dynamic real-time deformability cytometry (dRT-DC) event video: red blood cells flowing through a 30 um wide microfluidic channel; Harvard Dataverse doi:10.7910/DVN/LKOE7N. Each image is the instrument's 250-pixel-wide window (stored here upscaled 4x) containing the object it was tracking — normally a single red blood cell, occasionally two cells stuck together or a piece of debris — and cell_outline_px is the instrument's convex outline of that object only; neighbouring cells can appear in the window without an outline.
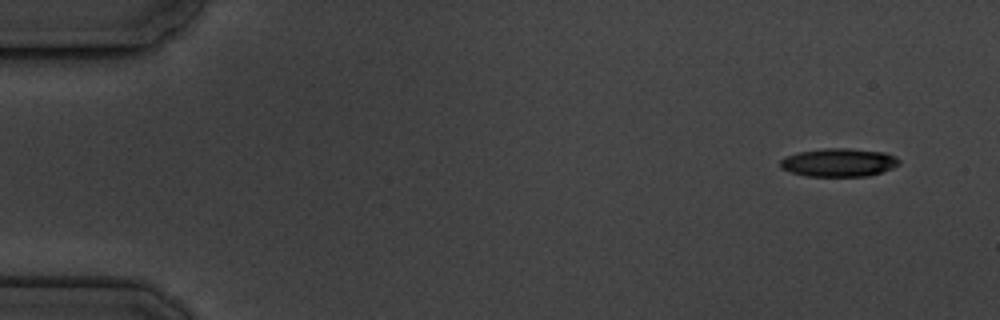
{"species": "common noctule bat (a hibernating species)", "species_latin": "Nyctalus noctula", "temperature_condition": "cold", "stored_images_in_passage": 8, "camera_frame_rate_fps": 3000, "um_per_image_px": 0.085, "animal": {"sex": "male", "body_mass_g": 19.5, "forearm_length_mm": 54.6}, "frame": {"image": 1, "passage_image": 1, "time_ms": 0.0, "image_size_px": [1000, 320], "cell_outline_px": [[900, 164], [892, 168], [868, 176], [804, 176], [780, 168], [780, 160], [784, 156], [800, 152], [824, 148], [848, 148], [884, 152], [896, 156], [900, 160]], "centroid_in_image_um": [71.29, 13.81], "position_along_channel_um": 13.7, "area_um2": 19.65}}
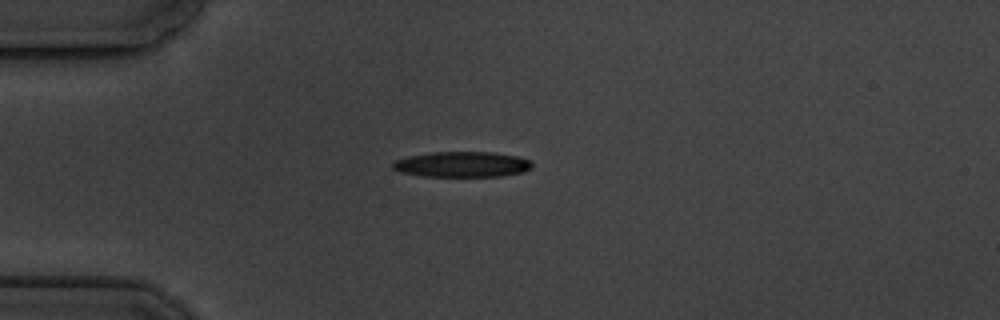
{"frame": {"image": 2, "passage_image": 4, "time_ms": 3.667, "image_size_px": [1000, 320], "cell_outline_px": [[532, 168], [524, 172], [500, 176], [424, 176], [400, 172], [392, 168], [392, 164], [396, 160], [408, 156], [432, 152], [492, 152], [516, 156], [532, 160]], "centroid_in_image_um": [39.3, 13.97], "position_along_channel_um": 45.7, "area_um2": 20.69}}
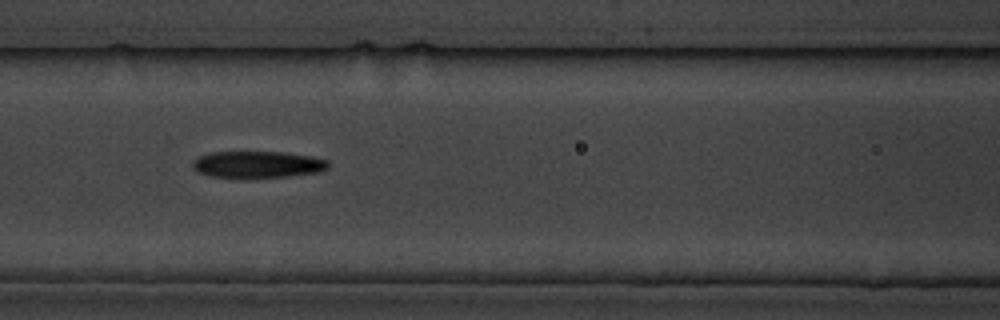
{"frame": {"image": 3, "passage_image": 7, "time_ms": 7.0, "image_size_px": [1000, 320], "cell_outline_px": [[328, 168], [320, 172], [288, 176], [212, 176], [196, 172], [192, 168], [192, 160], [208, 152], [284, 152], [312, 156], [328, 160]], "centroid_in_image_um": [21.89, 13.95], "position_along_channel_um": 144.7, "area_um2": 20.81}}